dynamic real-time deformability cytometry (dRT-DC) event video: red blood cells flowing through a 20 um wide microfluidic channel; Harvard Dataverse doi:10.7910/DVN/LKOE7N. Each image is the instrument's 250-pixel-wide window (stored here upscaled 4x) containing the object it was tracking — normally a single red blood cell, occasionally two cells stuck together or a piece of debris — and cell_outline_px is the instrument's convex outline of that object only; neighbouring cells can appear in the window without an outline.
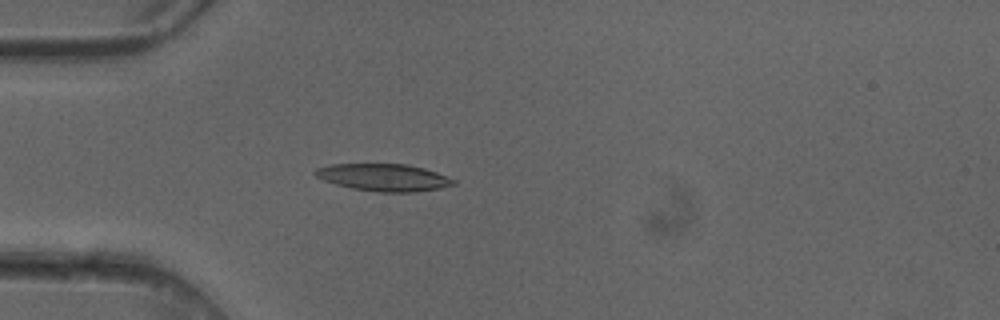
{"species": "common noctule bat (a hibernating species)", "species_latin": "Nyctalus noctula", "temperature_condition": "cold", "stored_images_in_passage": 4, "camera_frame_rate_fps": 3000, "um_per_image_px": 0.085, "animal": {"sex": "female"}, "frame": {"image": 1, "passage_image": 4, "time_ms": 1.0, "image_size_px": [1000, 320], "cell_outline_px": [[456, 184], [440, 188], [416, 192], [376, 192], [352, 188], [336, 184], [324, 180], [316, 176], [312, 172], [316, 168], [328, 164], [408, 164], [424, 168], [436, 172], [456, 180]], "centroid_in_image_um": [32.61, 15.08], "position_along_channel_um": 52.4, "area_um2": 22.02}}